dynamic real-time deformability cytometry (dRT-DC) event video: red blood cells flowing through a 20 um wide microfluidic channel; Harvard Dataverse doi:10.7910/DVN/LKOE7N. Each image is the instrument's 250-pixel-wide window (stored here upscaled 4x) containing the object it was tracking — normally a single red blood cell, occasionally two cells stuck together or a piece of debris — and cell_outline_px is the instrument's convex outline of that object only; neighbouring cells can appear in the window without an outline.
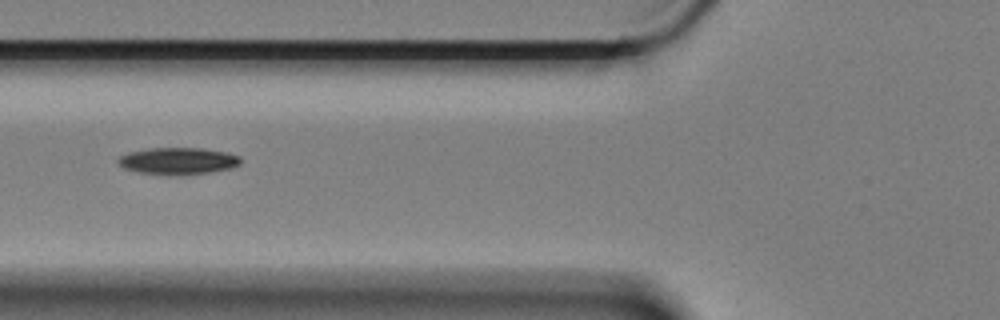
{"species": "Egyptian fruit bat (a non-hibernating species)", "species_latin": "Rousettus aegyptiacus", "temperature_condition": "cold", "stored_images_in_passage": 5, "camera_frame_rate_fps": 3000, "um_per_image_px": 0.085, "animal": {"sex": "female"}, "frame": {"image": 1, "passage_image": 2, "time_ms": 0.333, "image_size_px": [1000, 320], "cell_outline_px": [[240, 164], [232, 168], [208, 172], [140, 172], [124, 168], [116, 160], [120, 156], [128, 152], [148, 148], [200, 148], [228, 152], [240, 156]], "centroid_in_image_um": [15.15, 13.62], "position_along_channel_um": 110.6, "area_um2": 18.26}}
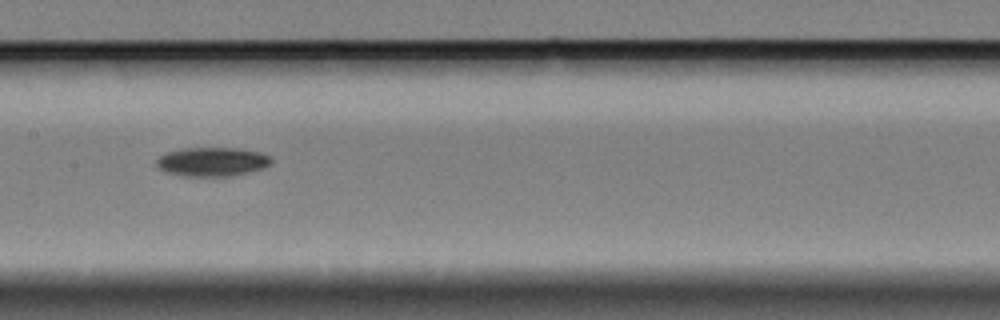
{"frame": {"image": 2, "passage_image": 4, "time_ms": 1.0, "image_size_px": [1000, 320], "cell_outline_px": [[272, 164], [264, 168], [248, 172], [228, 176], [184, 176], [168, 172], [160, 168], [156, 164], [156, 160], [160, 156], [168, 152], [184, 148], [232, 148], [260, 152], [268, 156], [272, 160]], "centroid_in_image_um": [18.05, 13.75], "position_along_channel_um": 189.3, "area_um2": 19.13}}
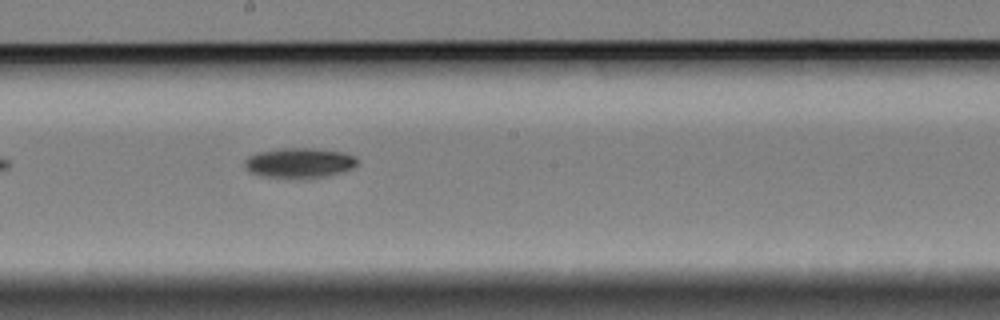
{"frame": {"image": 3, "passage_image": 5, "time_ms": 1.333, "image_size_px": [1000, 320], "cell_outline_px": [[356, 164], [352, 168], [340, 172], [324, 176], [304, 180], [264, 176], [248, 172], [244, 168], [244, 160], [248, 156], [256, 152], [280, 148], [312, 148], [340, 152], [356, 156]], "centroid_in_image_um": [25.37, 13.86], "position_along_channel_um": 222.8, "area_um2": 20.0}}